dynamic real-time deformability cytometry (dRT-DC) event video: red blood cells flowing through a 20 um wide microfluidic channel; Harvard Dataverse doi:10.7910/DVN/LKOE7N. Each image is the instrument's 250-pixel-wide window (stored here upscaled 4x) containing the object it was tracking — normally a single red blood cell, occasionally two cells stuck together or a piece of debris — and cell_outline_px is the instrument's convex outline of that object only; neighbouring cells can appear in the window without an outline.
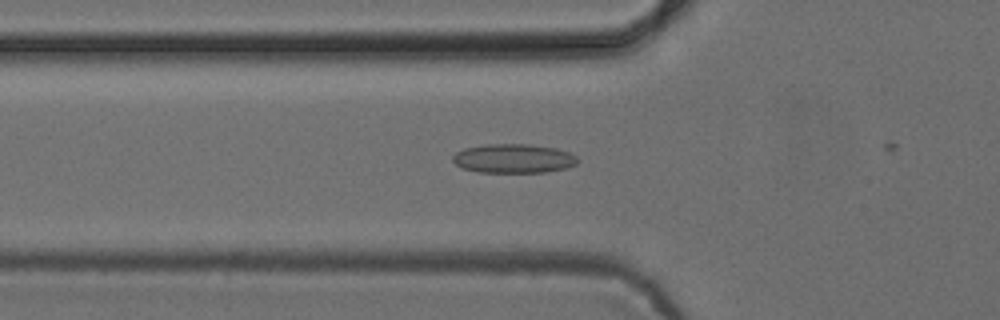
{"species": "common noctule bat (a hibernating species)", "species_latin": "Nyctalus noctula", "temperature_condition": "cold", "stored_images_in_passage": 19, "camera_frame_rate_fps": 3000, "um_per_image_px": 0.085, "animal": {"sex": "female", "body_mass_g": 24.6, "forearm_length_mm": 56.2}, "frame": {"image": 1, "passage_image": 18, "time_ms": 5.667, "image_size_px": [1000, 320], "cell_outline_px": [[580, 160], [576, 164], [568, 168], [544, 172], [480, 172], [464, 168], [456, 164], [452, 160], [452, 156], [456, 152], [464, 148], [484, 144], [528, 144], [556, 148], [568, 152], [576, 156]], "centroid_in_image_um": [43.67, 13.47], "position_along_channel_um": 82.1, "area_um2": 21.21}}